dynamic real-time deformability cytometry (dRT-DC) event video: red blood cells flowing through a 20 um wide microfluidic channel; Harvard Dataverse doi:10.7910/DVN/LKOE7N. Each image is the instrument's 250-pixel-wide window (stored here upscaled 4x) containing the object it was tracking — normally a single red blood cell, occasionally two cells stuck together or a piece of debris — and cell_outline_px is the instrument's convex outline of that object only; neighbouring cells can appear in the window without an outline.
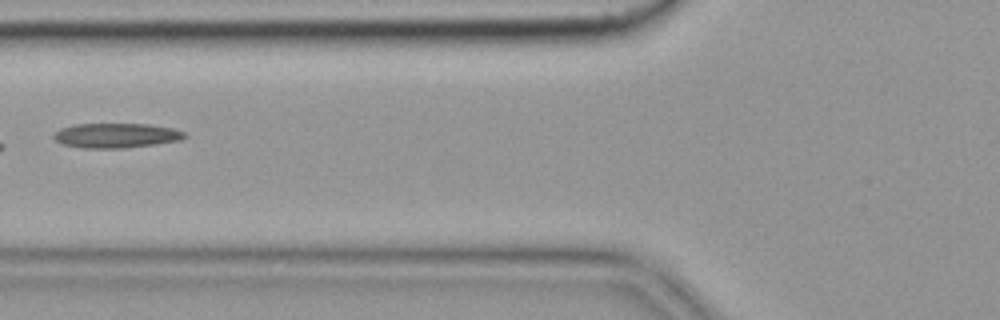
{"species": "common noctule bat (a hibernating species)", "species_latin": "Nyctalus noctula", "temperature_condition": "cold", "stored_images_in_passage": 6, "camera_frame_rate_fps": 3000, "um_per_image_px": 0.085, "animal": {"sex": "female", "body_mass_g": 19.9}, "frame": {"image": 1, "passage_image": 3, "time_ms": 0.667, "image_size_px": [1000, 320], "cell_outline_px": [[188, 136], [180, 140], [124, 148], [84, 148], [60, 144], [52, 136], [60, 128], [72, 124], [148, 124], [172, 128], [184, 132]], "centroid_in_image_um": [9.83, 11.51], "position_along_channel_um": 116.0, "area_um2": 18.79}}